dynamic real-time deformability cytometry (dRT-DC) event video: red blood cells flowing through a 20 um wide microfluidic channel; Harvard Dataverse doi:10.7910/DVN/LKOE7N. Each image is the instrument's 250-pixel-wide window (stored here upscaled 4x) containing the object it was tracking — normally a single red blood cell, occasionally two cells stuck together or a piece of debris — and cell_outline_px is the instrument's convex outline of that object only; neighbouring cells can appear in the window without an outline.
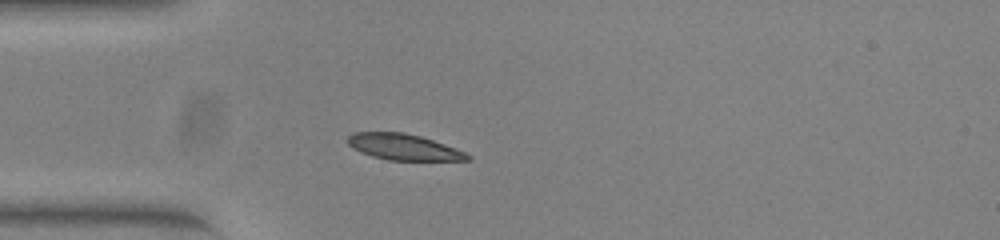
{"species": "common noctule bat (a hibernating species)", "species_latin": "Nyctalus noctula", "temperature_condition": "warm", "stored_images_in_passage": 45, "camera_frame_rate_fps": 3000, "um_per_image_px": 0.085, "animal": {"sex": "female", "body_mass_g": 23.0, "forearm_length_mm": 53.4}, "frame": {"image": 1, "passage_image": 7, "time_ms": 2.0, "image_size_px": [1000, 240], "cell_outline_px": [[472, 160], [388, 160], [372, 156], [360, 152], [352, 148], [344, 140], [352, 132], [404, 132], [420, 136], [456, 148], [472, 156]], "centroid_in_image_um": [34.26, 12.49], "position_along_channel_um": 50.7, "area_um2": 18.26}}
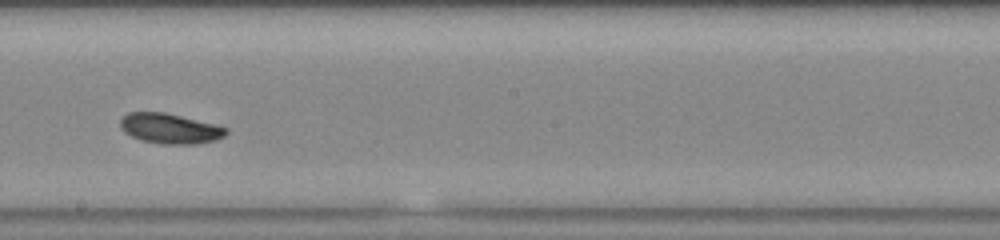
{"frame": {"image": 2, "passage_image": 22, "time_ms": 7.0, "image_size_px": [1000, 240], "cell_outline_px": [[228, 132], [224, 136], [216, 140], [196, 144], [160, 144], [140, 140], [124, 132], [120, 128], [120, 120], [128, 112], [164, 112], [228, 128]], "centroid_in_image_um": [14.42, 10.94], "position_along_channel_um": 233.8, "area_um2": 18.5}}
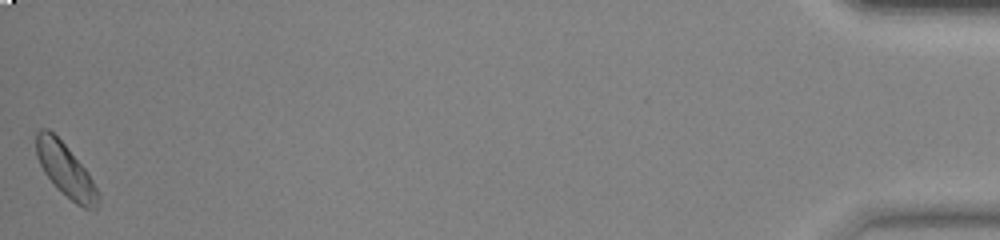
{"frame": {"image": 3, "passage_image": 45, "time_ms": 14.667, "image_size_px": [1000, 240], "cell_outline_px": [[100, 200], [96, 208], [84, 208], [76, 204], [44, 172], [36, 156], [36, 132], [40, 128], [48, 128], [68, 148], [88, 172], [100, 196]], "centroid_in_image_um": [5.57, 14.42], "position_along_channel_um": 429.6, "area_um2": 18.61}}